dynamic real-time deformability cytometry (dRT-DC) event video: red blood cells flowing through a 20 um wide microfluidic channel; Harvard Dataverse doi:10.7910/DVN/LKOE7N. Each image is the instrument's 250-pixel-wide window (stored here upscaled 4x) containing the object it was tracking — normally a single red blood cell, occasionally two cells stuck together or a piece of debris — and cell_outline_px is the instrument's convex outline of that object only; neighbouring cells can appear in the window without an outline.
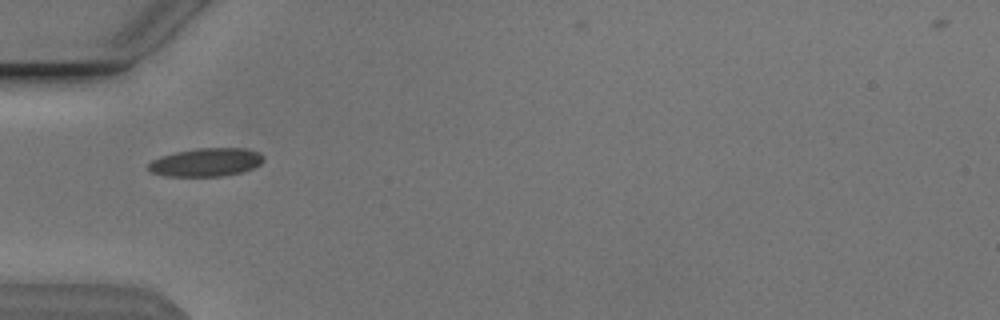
{"species": "Egyptian fruit bat (a non-hibernating species)", "species_latin": "Rousettus aegyptiacus", "temperature_condition": "cold", "stored_images_in_passage": 24, "camera_frame_rate_fps": 3000, "um_per_image_px": 0.085, "animal": {"sex": "male"}, "frame": {"image": 1, "passage_image": 1, "time_ms": 0.0, "image_size_px": [1000, 320], "cell_outline_px": [[264, 160], [260, 164], [252, 168], [240, 172], [220, 176], [168, 176], [152, 172], [148, 168], [148, 164], [152, 160], [160, 156], [176, 152], [196, 148], [244, 148], [260, 152], [264, 156]], "centroid_in_image_um": [17.53, 13.78], "position_along_channel_um": 67.5, "area_um2": 18.9}}
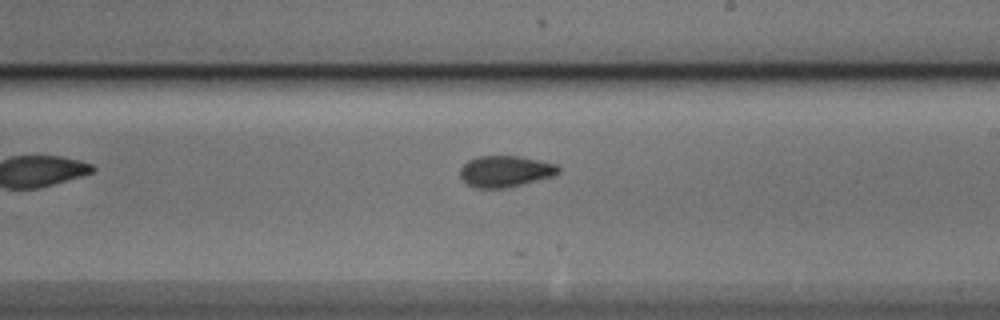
{"frame": {"image": 2, "passage_image": 15, "time_ms": 4.667, "image_size_px": [1000, 320], "cell_outline_px": [[560, 172], [552, 176], [504, 188], [476, 188], [468, 184], [460, 176], [460, 168], [468, 160], [476, 156], [520, 156], [540, 160], [556, 164], [560, 168]], "centroid_in_image_um": [42.94, 14.54], "position_along_channel_um": 246.1, "area_um2": 17.8}}
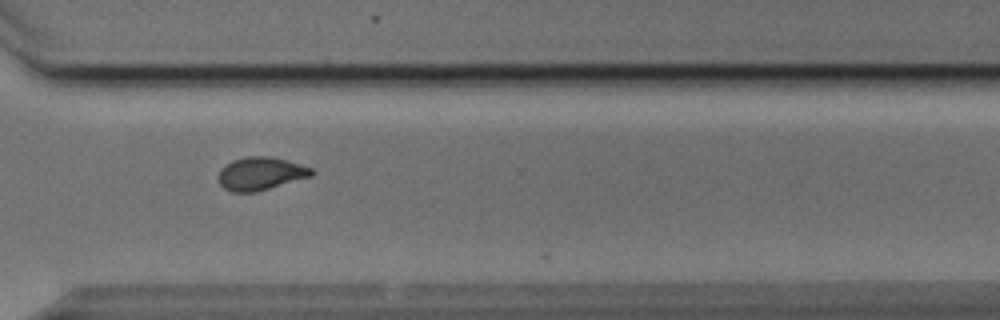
{"frame": {"image": 3, "passage_image": 23, "time_ms": 7.333, "image_size_px": [1000, 320], "cell_outline_px": [[312, 176], [256, 192], [232, 192], [224, 188], [220, 184], [220, 168], [232, 160], [248, 156], [268, 156], [284, 160], [312, 168]], "centroid_in_image_um": [22.13, 14.76], "position_along_channel_um": 348.5, "area_um2": 17.63}}